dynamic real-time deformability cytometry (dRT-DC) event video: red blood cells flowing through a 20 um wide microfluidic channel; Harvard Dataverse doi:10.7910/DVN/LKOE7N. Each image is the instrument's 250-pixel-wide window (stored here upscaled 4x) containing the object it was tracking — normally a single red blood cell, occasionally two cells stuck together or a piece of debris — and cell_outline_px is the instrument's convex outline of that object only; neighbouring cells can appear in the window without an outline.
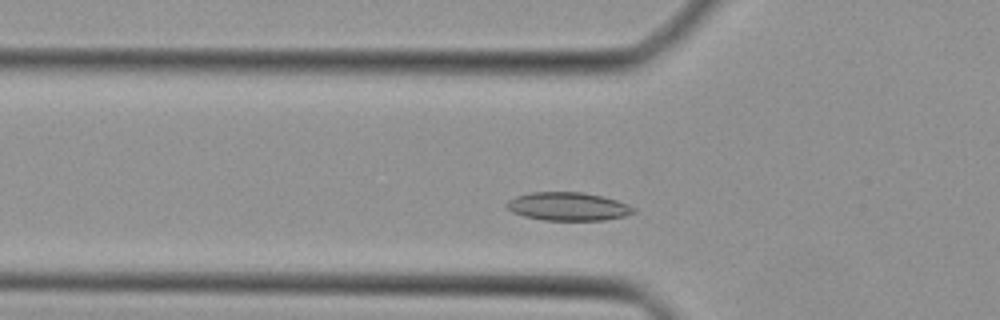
{"species": "Egyptian fruit bat (a non-hibernating species)", "species_latin": "Rousettus aegyptiacus", "temperature_condition": "cold", "stored_images_in_passage": 37, "camera_frame_rate_fps": 3000, "um_per_image_px": 0.085, "animal": {"sex": "female"}, "frame": {"image": 1, "passage_image": 6, "time_ms": 1.667, "image_size_px": [1000, 320], "cell_outline_px": [[636, 212], [624, 216], [604, 220], [544, 220], [524, 216], [512, 212], [504, 204], [508, 200], [516, 196], [532, 192], [580, 192], [600, 196], [616, 200], [628, 204], [636, 208]], "centroid_in_image_um": [48.28, 17.55], "position_along_channel_um": 77.5, "area_um2": 20.87}}
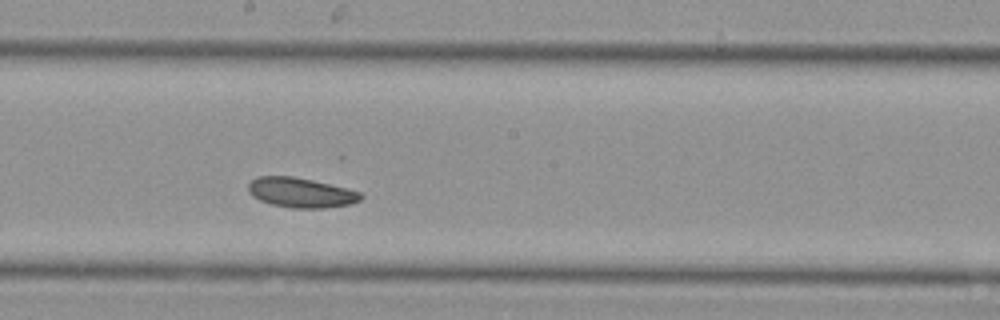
{"frame": {"image": 2, "passage_image": 16, "time_ms": 5.0, "image_size_px": [1000, 320], "cell_outline_px": [[364, 196], [360, 200], [352, 204], [324, 208], [292, 208], [272, 204], [260, 200], [252, 196], [248, 192], [248, 184], [256, 176], [292, 176], [312, 180], [360, 192]], "centroid_in_image_um": [25.55, 16.37], "position_along_channel_um": 222.6, "area_um2": 19.48}}
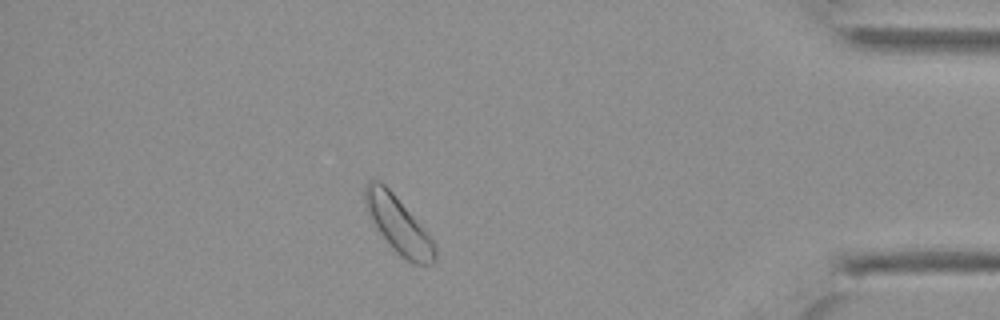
{"frame": {"image": 3, "passage_image": 31, "time_ms": 10.0, "image_size_px": [1000, 320], "cell_outline_px": [[436, 260], [432, 264], [412, 264], [400, 256], [392, 248], [380, 232], [372, 220], [364, 204], [364, 184], [368, 180], [380, 180], [392, 192], [428, 232], [436, 248]], "centroid_in_image_um": [33.86, 19.1], "position_along_channel_um": 401.3, "area_um2": 22.95}}